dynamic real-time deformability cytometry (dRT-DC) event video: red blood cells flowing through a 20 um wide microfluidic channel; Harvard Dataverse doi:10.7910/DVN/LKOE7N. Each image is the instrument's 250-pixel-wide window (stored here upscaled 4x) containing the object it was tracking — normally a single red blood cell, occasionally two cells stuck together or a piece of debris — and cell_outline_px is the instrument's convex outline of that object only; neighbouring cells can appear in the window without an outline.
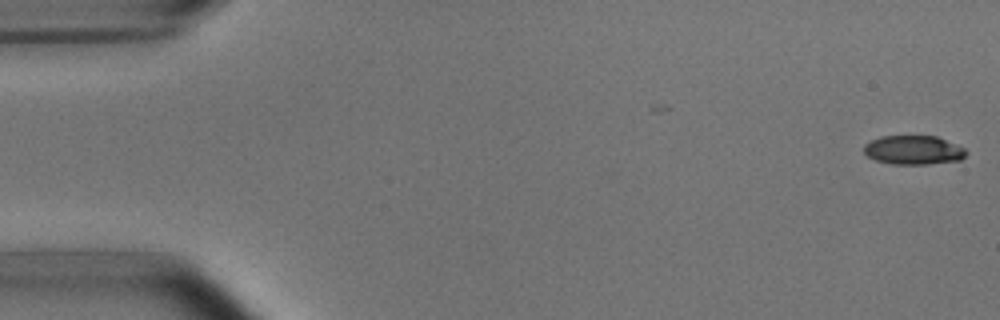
{"species": "common noctule bat (a hibernating species)", "species_latin": "Nyctalus noctula", "temperature_condition": "room temperature", "stored_images_in_passage": 5, "camera_frame_rate_fps": 3000, "um_per_image_px": 0.085, "animal": {"sex": "male", "body_mass_g": 15.6}, "frame": {"image": 1, "passage_image": 1, "time_ms": 0.0, "image_size_px": [1000, 320], "cell_outline_px": [[968, 152], [960, 160], [928, 164], [892, 164], [876, 160], [868, 156], [864, 152], [864, 144], [880, 136], [936, 136], [964, 148]], "centroid_in_image_um": [77.63, 12.75], "position_along_channel_um": 7.4, "area_um2": 17.17}}